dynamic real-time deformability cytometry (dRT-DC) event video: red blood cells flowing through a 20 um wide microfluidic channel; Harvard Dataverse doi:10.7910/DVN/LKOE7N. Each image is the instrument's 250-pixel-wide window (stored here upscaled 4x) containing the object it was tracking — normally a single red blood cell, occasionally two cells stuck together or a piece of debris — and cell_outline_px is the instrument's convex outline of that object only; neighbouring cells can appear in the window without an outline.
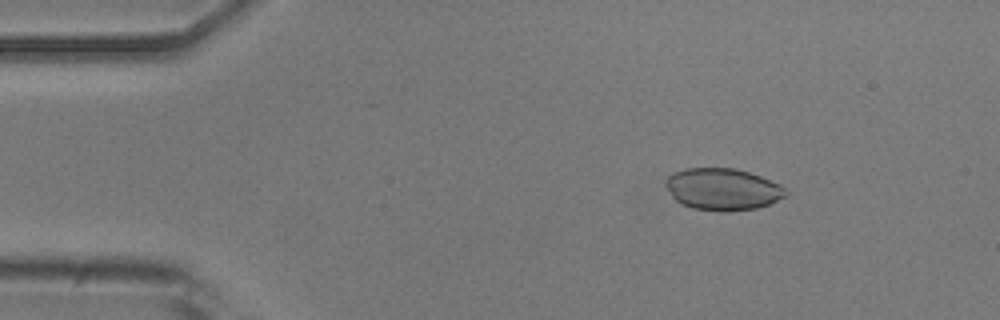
{"species": "common noctule bat (a hibernating species)", "species_latin": "Nyctalus noctula", "temperature_condition": "room temperature", "stored_images_in_passage": 52, "camera_frame_rate_fps": 3000, "um_per_image_px": 0.085, "animal": {"sex": "male", "body_mass_g": 20.5, "forearm_length_mm": 52.5}, "frame": {"image": 1, "passage_image": 7, "time_ms": 2.0, "image_size_px": [1000, 320], "cell_outline_px": [[788, 196], [768, 204], [756, 208], [728, 212], [724, 212], [692, 208], [680, 204], [672, 196], [664, 184], [664, 180], [668, 176], [684, 168], [736, 168], [760, 176], [780, 184], [788, 192]], "centroid_in_image_um": [61.42, 16.09], "position_along_channel_um": 23.6, "area_um2": 29.48}}
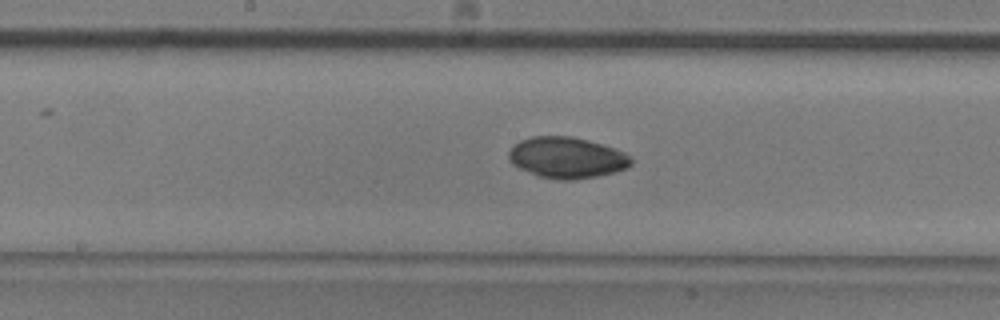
{"frame": {"image": 2, "passage_image": 26, "time_ms": 8.333, "image_size_px": [1000, 320], "cell_outline_px": [[632, 164], [628, 168], [616, 172], [576, 180], [560, 180], [540, 176], [520, 168], [512, 164], [508, 160], [508, 152], [520, 140], [532, 136], [572, 136], [588, 140], [616, 148], [632, 156]], "centroid_in_image_um": [48.22, 13.4], "position_along_channel_um": 200.0, "area_um2": 29.48}}
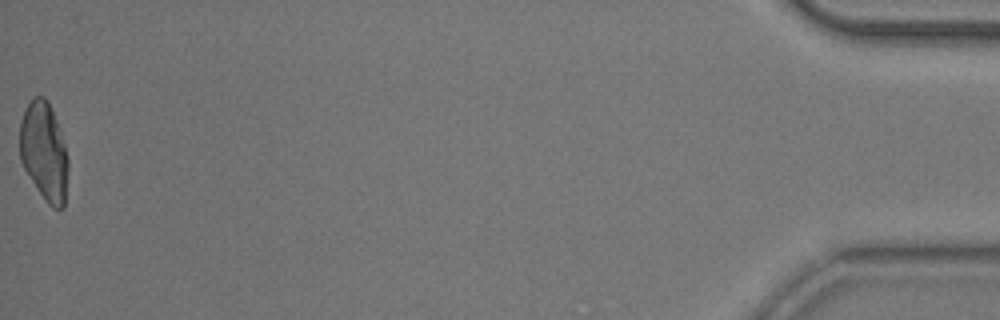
{"frame": {"image": 3, "passage_image": 52, "time_ms": 17.0, "image_size_px": [1000, 320], "cell_outline_px": [[68, 168], [64, 208], [52, 208], [48, 204], [36, 188], [24, 168], [20, 160], [20, 120], [28, 104], [36, 96], [44, 96], [48, 100], [56, 120], [64, 144], [68, 160]], "centroid_in_image_um": [3.74, 12.9], "position_along_channel_um": 431.5, "area_um2": 27.57}, "authors_computed_cell_mechanics": {"area_um2": 28.8422, "velocity_mm_per_s": 3.8418, "shape_relaxation_time_tau1_ms": 3.0296, "shape_relaxation_time_tau2_ms": null, "deformation_change_tau1": 0.0495, "deformation_change_tau2": null}}